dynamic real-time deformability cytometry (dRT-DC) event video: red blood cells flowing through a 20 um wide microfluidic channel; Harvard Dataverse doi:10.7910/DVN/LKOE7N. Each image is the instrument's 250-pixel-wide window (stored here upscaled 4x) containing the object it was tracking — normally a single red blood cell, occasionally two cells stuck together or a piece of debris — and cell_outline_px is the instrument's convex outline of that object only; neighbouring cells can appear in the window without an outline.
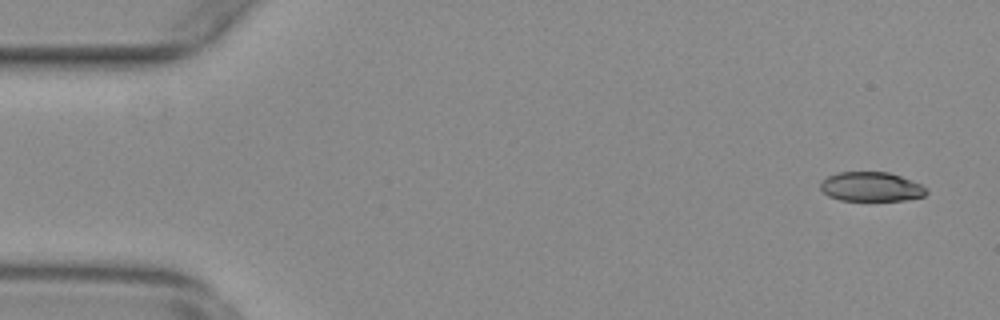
{"species": "common noctule bat (a hibernating species)", "species_latin": "Nyctalus noctula", "temperature_condition": "warm", "stored_images_in_passage": 16, "camera_frame_rate_fps": 3000, "um_per_image_px": 0.085, "animal": {"sex": "female", "body_mass_g": 29.2, "forearm_length_mm": 56.3}, "frame": {"image": 1, "passage_image": 3, "time_ms": 0.667, "image_size_px": [1000, 320], "cell_outline_px": [[928, 192], [924, 196], [904, 200], [840, 200], [828, 196], [820, 188], [820, 184], [828, 176], [836, 172], [888, 172], [912, 180], [920, 184]], "centroid_in_image_um": [74.03, 15.87], "position_along_channel_um": 11.0, "area_um2": 17.98}}